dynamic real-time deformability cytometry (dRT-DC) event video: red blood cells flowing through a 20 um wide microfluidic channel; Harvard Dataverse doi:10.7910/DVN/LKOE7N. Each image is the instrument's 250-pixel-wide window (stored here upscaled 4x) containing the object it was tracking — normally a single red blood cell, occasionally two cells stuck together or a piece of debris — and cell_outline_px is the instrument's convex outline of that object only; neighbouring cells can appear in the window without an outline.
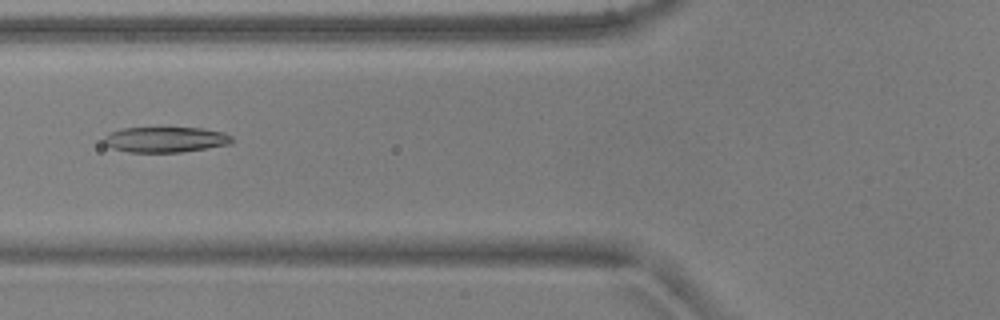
{"species": "common noctule bat (a hibernating species)", "species_latin": "Nyctalus noctula", "temperature_condition": "warm", "stored_images_in_passage": 4, "camera_frame_rate_fps": 3000, "um_per_image_px": 0.085, "animal": {"sex": "male", "body_mass_g": 17.9, "forearm_length_mm": 54.2}, "frame": {"image": 1, "passage_image": 3, "time_ms": 0.667, "image_size_px": [1000, 320], "cell_outline_px": [[232, 144], [180, 152], [128, 152], [112, 148], [104, 144], [104, 136], [112, 132], [124, 128], [204, 128], [224, 132], [232, 136]], "centroid_in_image_um": [14.09, 11.86], "position_along_channel_um": 111.7, "area_um2": 18.96}}
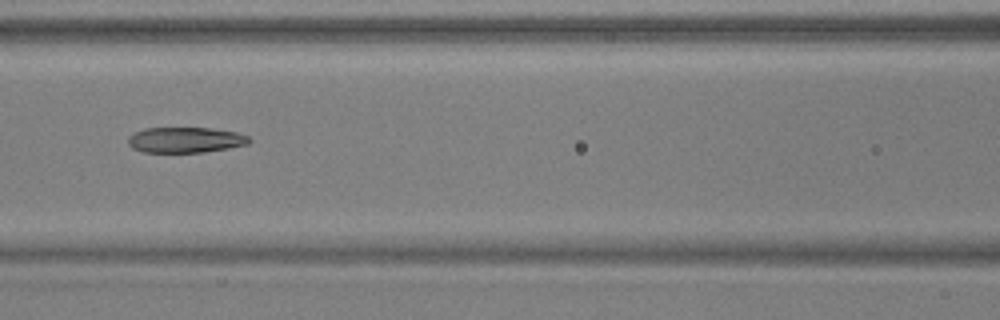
{"frame": {"image": 2, "passage_image": 4, "time_ms": 1.0, "image_size_px": [1000, 320], "cell_outline_px": [[252, 140], [248, 144], [228, 148], [204, 152], [144, 152], [132, 148], [128, 144], [128, 136], [132, 132], [144, 128], [208, 128], [236, 132], [248, 136]], "centroid_in_image_um": [15.73, 11.89], "position_along_channel_um": 150.9, "area_um2": 18.09}}